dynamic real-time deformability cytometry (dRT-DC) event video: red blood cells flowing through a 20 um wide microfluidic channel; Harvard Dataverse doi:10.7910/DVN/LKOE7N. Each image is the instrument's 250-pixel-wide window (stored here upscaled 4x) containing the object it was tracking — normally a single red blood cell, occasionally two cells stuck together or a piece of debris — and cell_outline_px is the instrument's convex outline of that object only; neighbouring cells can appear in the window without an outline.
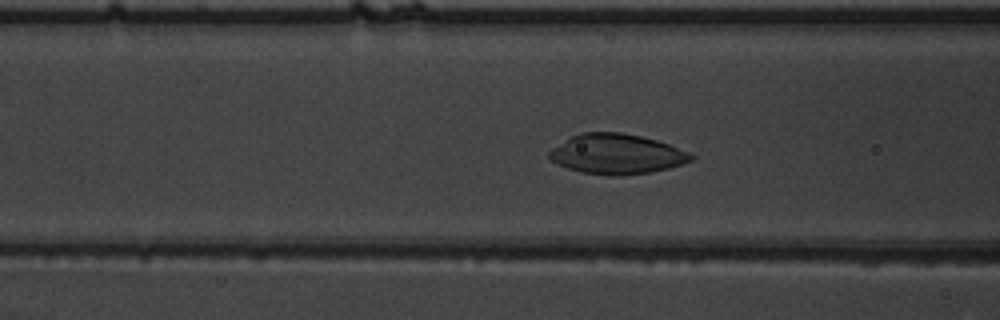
{"species": "common noctule bat (a hibernating species)", "species_latin": "Nyctalus noctula", "temperature_condition": "warm", "stored_images_in_passage": 54, "camera_frame_rate_fps": 3000, "um_per_image_px": 0.085, "animal": {"sex": "male", "body_mass_g": 19.5, "forearm_length_mm": 54.6}, "frame": {"image": 1, "passage_image": 22, "time_ms": 7.0, "image_size_px": [1000, 320], "cell_outline_px": [[696, 156], [692, 160], [668, 168], [652, 172], [620, 176], [608, 176], [580, 172], [556, 164], [548, 156], [548, 152], [552, 148], [572, 136], [580, 132], [620, 132], [640, 136], [656, 140], [692, 152]], "centroid_in_image_um": [52.42, 13.1], "position_along_channel_um": 114.2, "area_um2": 33.23}}
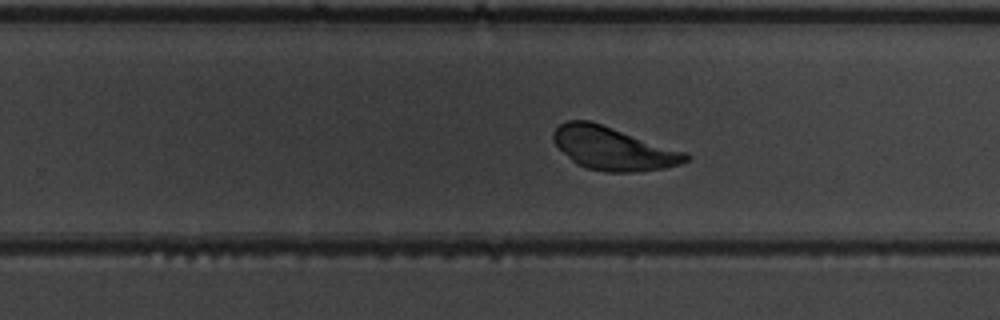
{"frame": {"image": 2, "passage_image": 35, "time_ms": 11.333, "image_size_px": [1000, 320], "cell_outline_px": [[692, 156], [688, 160], [680, 164], [664, 168], [632, 172], [604, 172], [588, 168], [576, 164], [552, 140], [552, 132], [560, 124], [568, 120], [588, 120], [688, 152]], "centroid_in_image_um": [52.14, 12.62], "position_along_channel_um": 277.7, "area_um2": 33.12}}
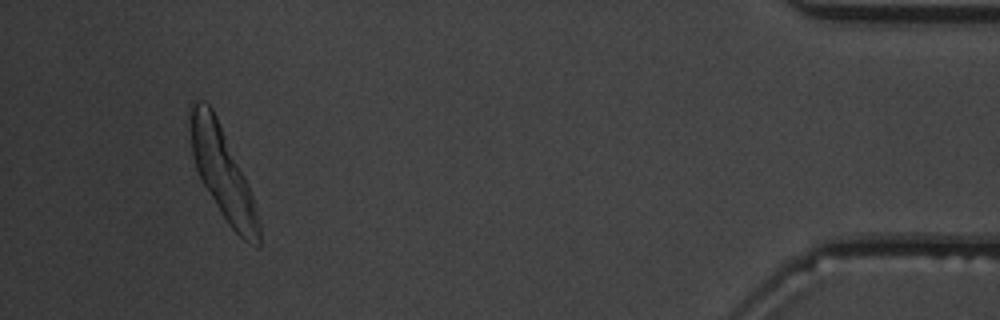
{"frame": {"image": 3, "passage_image": 51, "time_ms": 16.667, "image_size_px": [1000, 320], "cell_outline_px": [[260, 248], [256, 248], [244, 240], [228, 224], [220, 212], [200, 180], [192, 156], [188, 112], [188, 108], [192, 100], [204, 100], [212, 108], [216, 116], [248, 184], [260, 220]], "centroid_in_image_um": [18.89, 14.69], "position_along_channel_um": 416.3, "area_um2": 36.53}}